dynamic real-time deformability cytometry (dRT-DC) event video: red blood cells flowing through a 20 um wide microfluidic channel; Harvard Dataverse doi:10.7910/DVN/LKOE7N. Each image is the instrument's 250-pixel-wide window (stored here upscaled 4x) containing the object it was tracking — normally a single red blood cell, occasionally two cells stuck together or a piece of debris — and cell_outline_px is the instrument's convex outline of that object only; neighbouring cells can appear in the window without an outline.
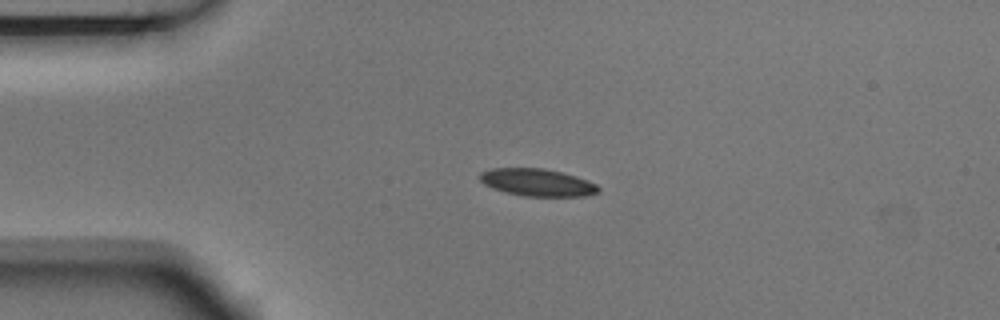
{"species": "Egyptian fruit bat (a non-hibernating species)", "species_latin": "Rousettus aegyptiacus", "temperature_condition": "room temperature", "stored_images_in_passage": 3, "camera_frame_rate_fps": 3000, "um_per_image_px": 0.085, "animal": {"sex": "male"}, "frame": {"image": 1, "passage_image": 2, "time_ms": 0.333, "image_size_px": [1000, 320], "cell_outline_px": [[600, 192], [584, 196], [524, 196], [504, 192], [492, 188], [484, 184], [480, 180], [480, 172], [492, 168], [544, 168], [576, 176], [588, 180], [596, 184], [600, 188]], "centroid_in_image_um": [45.67, 15.51], "position_along_channel_um": 39.3, "area_um2": 18.96}}